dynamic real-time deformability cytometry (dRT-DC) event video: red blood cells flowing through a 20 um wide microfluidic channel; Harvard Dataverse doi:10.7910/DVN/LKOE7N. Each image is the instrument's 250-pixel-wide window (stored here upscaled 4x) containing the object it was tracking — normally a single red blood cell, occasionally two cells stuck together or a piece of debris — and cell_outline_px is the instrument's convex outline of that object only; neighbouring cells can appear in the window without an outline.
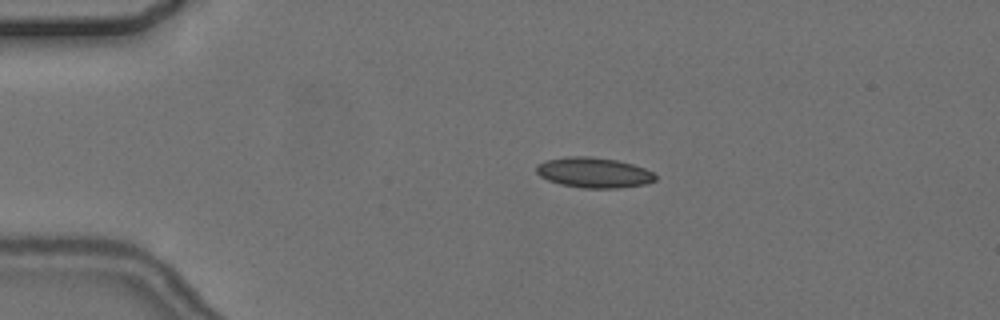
{"species": "common noctule bat (a hibernating species)", "species_latin": "Nyctalus noctula", "temperature_condition": "cold", "stored_images_in_passage": 7, "camera_frame_rate_fps": 3000, "um_per_image_px": 0.085, "animal": {"sex": "female", "body_mass_g": 24.6, "forearm_length_mm": 56.2}, "frame": {"image": 1, "passage_image": 3, "time_ms": 2.0, "image_size_px": [1000, 320], "cell_outline_px": [[656, 180], [644, 184], [620, 188], [580, 188], [560, 184], [548, 180], [540, 176], [536, 172], [536, 164], [548, 160], [564, 156], [588, 156], [616, 160], [632, 164], [644, 168], [652, 172], [656, 176]], "centroid_in_image_um": [50.45, 14.67], "position_along_channel_um": 34.6, "area_um2": 21.04}}
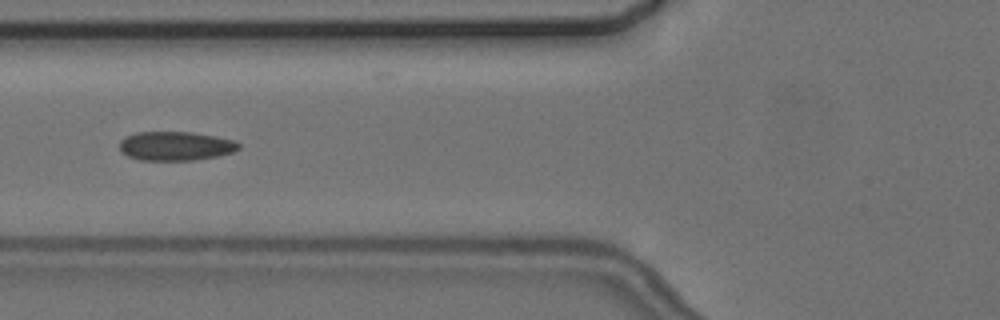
{"frame": {"image": 2, "passage_image": 5, "time_ms": 5.333, "image_size_px": [1000, 320], "cell_outline_px": [[240, 148], [232, 152], [216, 156], [192, 160], [140, 160], [128, 156], [120, 148], [120, 140], [124, 136], [136, 132], [192, 132], [216, 136], [236, 140], [240, 144]], "centroid_in_image_um": [14.93, 12.4], "position_along_channel_um": 110.9, "area_um2": 20.17}}
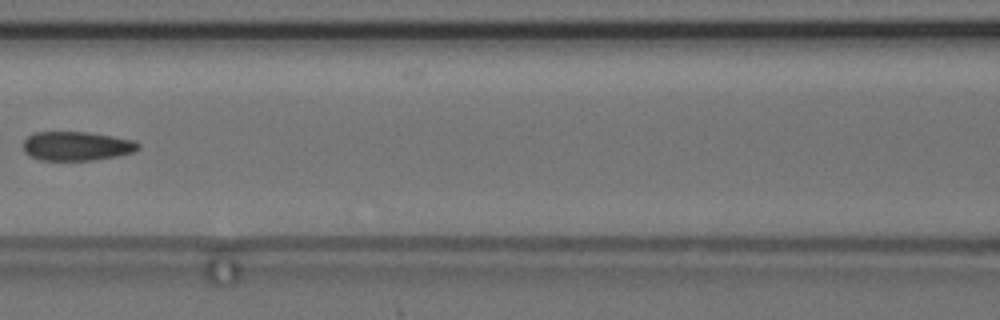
{"frame": {"image": 3, "passage_image": 6, "time_ms": 6.667, "image_size_px": [1000, 320], "cell_outline_px": [[140, 148], [132, 152], [116, 156], [92, 160], [40, 160], [28, 156], [24, 152], [24, 140], [32, 132], [88, 132], [136, 140], [140, 144]], "centroid_in_image_um": [6.5, 12.41], "position_along_channel_um": 160.1, "area_um2": 19.59}}